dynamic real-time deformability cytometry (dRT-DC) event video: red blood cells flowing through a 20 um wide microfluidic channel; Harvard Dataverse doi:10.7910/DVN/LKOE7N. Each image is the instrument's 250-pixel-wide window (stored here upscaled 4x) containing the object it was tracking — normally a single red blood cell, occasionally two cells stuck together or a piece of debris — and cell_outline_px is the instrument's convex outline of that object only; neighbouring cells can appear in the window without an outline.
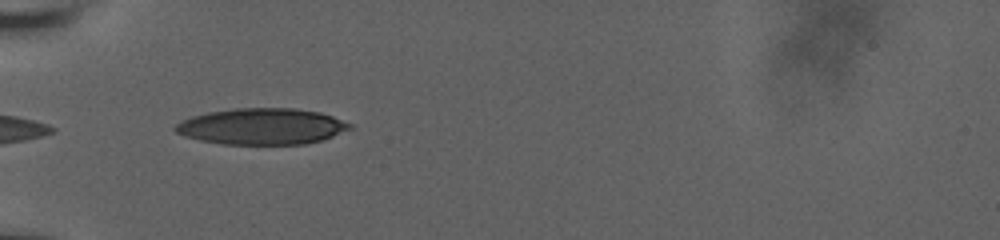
{"species": "human", "species_latin": "Homo sapiens", "temperature_condition": "room temperature", "stored_images_in_passage": 42, "camera_frame_rate_fps": 3000, "um_per_image_px": 0.085, "donor": {"sex": "male"}, "frame": {"image": 1, "passage_image": 1, "time_ms": 0.0, "image_size_px": [1000, 240], "cell_outline_px": [[352, 128], [332, 136], [320, 140], [304, 144], [220, 144], [200, 140], [184, 136], [176, 132], [172, 128], [176, 124], [192, 116], [208, 112], [236, 108], [296, 108], [320, 112], [332, 116], [352, 124]], "centroid_in_image_um": [22.24, 10.74], "position_along_channel_um": 62.8, "area_um2": 36.76}}
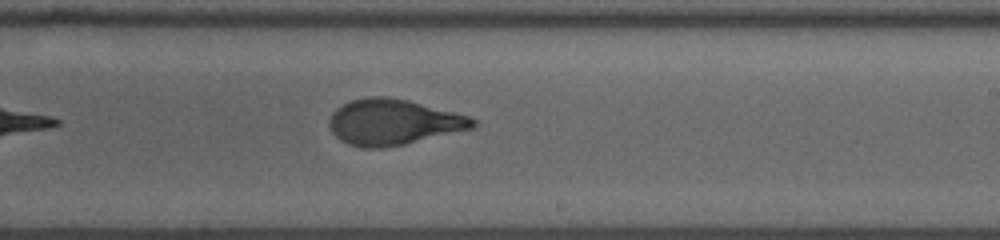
{"frame": {"image": 2, "passage_image": 22, "time_ms": 5.333, "image_size_px": [1000, 240], "cell_outline_px": [[476, 124], [472, 128], [404, 144], [384, 148], [360, 148], [348, 144], [340, 140], [332, 132], [328, 124], [328, 120], [332, 112], [336, 108], [352, 100], [368, 96], [384, 96], [408, 100], [468, 116], [476, 120]], "centroid_in_image_um": [33.36, 10.38], "position_along_channel_um": 255.6, "area_um2": 38.03}}
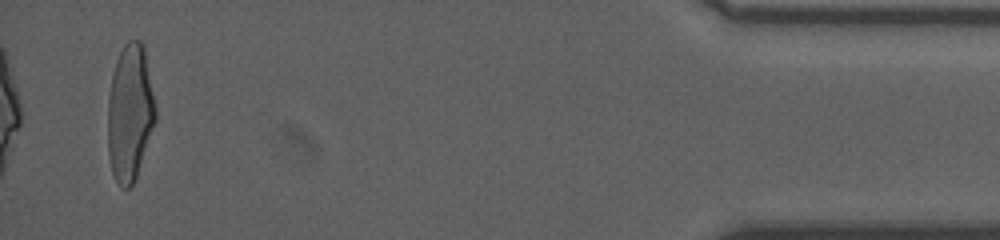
{"frame": {"image": 3, "passage_image": 42, "time_ms": 11.667, "image_size_px": [1000, 240], "cell_outline_px": [[156, 120], [136, 176], [132, 184], [128, 188], [120, 188], [112, 172], [108, 152], [108, 100], [112, 72], [116, 60], [124, 44], [128, 40], [140, 40], [144, 44], [156, 108]], "centroid_in_image_um": [11.04, 9.55], "position_along_channel_um": 424.2, "area_um2": 38.03}, "authors_computed_cell_mechanics": {"area_um2": 37.7723, "velocity_mm_per_s": 3.7699, "shape_relaxation_time_tau1_ms": 4.2259, "shape_relaxation_time_tau2_ms": 0.7886, "deformation_change_tau1": 0.2009, "deformation_change_tau2": 0.0684}}